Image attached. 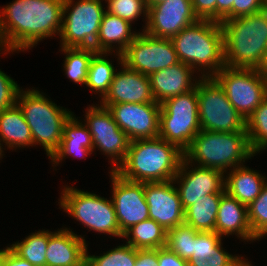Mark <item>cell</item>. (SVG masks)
<instances>
[{
	"label": "cell",
	"instance_id": "obj_18",
	"mask_svg": "<svg viewBox=\"0 0 267 266\" xmlns=\"http://www.w3.org/2000/svg\"><path fill=\"white\" fill-rule=\"evenodd\" d=\"M173 180L145 182L144 194L149 208V219L166 231L184 223V209Z\"/></svg>",
	"mask_w": 267,
	"mask_h": 266
},
{
	"label": "cell",
	"instance_id": "obj_41",
	"mask_svg": "<svg viewBox=\"0 0 267 266\" xmlns=\"http://www.w3.org/2000/svg\"><path fill=\"white\" fill-rule=\"evenodd\" d=\"M191 2L198 19L216 21V0H191Z\"/></svg>",
	"mask_w": 267,
	"mask_h": 266
},
{
	"label": "cell",
	"instance_id": "obj_24",
	"mask_svg": "<svg viewBox=\"0 0 267 266\" xmlns=\"http://www.w3.org/2000/svg\"><path fill=\"white\" fill-rule=\"evenodd\" d=\"M132 30L130 22L105 11L93 49L96 52L114 53L113 56L115 53L123 54L139 33Z\"/></svg>",
	"mask_w": 267,
	"mask_h": 266
},
{
	"label": "cell",
	"instance_id": "obj_2",
	"mask_svg": "<svg viewBox=\"0 0 267 266\" xmlns=\"http://www.w3.org/2000/svg\"><path fill=\"white\" fill-rule=\"evenodd\" d=\"M184 152L161 137L130 142L125 161L116 172L134 182H165L177 174Z\"/></svg>",
	"mask_w": 267,
	"mask_h": 266
},
{
	"label": "cell",
	"instance_id": "obj_40",
	"mask_svg": "<svg viewBox=\"0 0 267 266\" xmlns=\"http://www.w3.org/2000/svg\"><path fill=\"white\" fill-rule=\"evenodd\" d=\"M264 8L263 0H234L232 19L254 14Z\"/></svg>",
	"mask_w": 267,
	"mask_h": 266
},
{
	"label": "cell",
	"instance_id": "obj_8",
	"mask_svg": "<svg viewBox=\"0 0 267 266\" xmlns=\"http://www.w3.org/2000/svg\"><path fill=\"white\" fill-rule=\"evenodd\" d=\"M198 77L195 87L201 130L243 132L246 129V120L230 103L224 88L214 77Z\"/></svg>",
	"mask_w": 267,
	"mask_h": 266
},
{
	"label": "cell",
	"instance_id": "obj_1",
	"mask_svg": "<svg viewBox=\"0 0 267 266\" xmlns=\"http://www.w3.org/2000/svg\"><path fill=\"white\" fill-rule=\"evenodd\" d=\"M64 0H14L0 9L3 52L27 51L60 34Z\"/></svg>",
	"mask_w": 267,
	"mask_h": 266
},
{
	"label": "cell",
	"instance_id": "obj_16",
	"mask_svg": "<svg viewBox=\"0 0 267 266\" xmlns=\"http://www.w3.org/2000/svg\"><path fill=\"white\" fill-rule=\"evenodd\" d=\"M191 0H165L148 8L142 31L158 38L171 39L198 21Z\"/></svg>",
	"mask_w": 267,
	"mask_h": 266
},
{
	"label": "cell",
	"instance_id": "obj_19",
	"mask_svg": "<svg viewBox=\"0 0 267 266\" xmlns=\"http://www.w3.org/2000/svg\"><path fill=\"white\" fill-rule=\"evenodd\" d=\"M116 57L121 69L116 70L109 91L99 99L100 105L107 108L112 104L155 102L149 77L129 69L123 63L122 54L116 53Z\"/></svg>",
	"mask_w": 267,
	"mask_h": 266
},
{
	"label": "cell",
	"instance_id": "obj_30",
	"mask_svg": "<svg viewBox=\"0 0 267 266\" xmlns=\"http://www.w3.org/2000/svg\"><path fill=\"white\" fill-rule=\"evenodd\" d=\"M49 240V230L43 229L31 233L22 241H16L9 247L21 258L34 266H46V249Z\"/></svg>",
	"mask_w": 267,
	"mask_h": 266
},
{
	"label": "cell",
	"instance_id": "obj_23",
	"mask_svg": "<svg viewBox=\"0 0 267 266\" xmlns=\"http://www.w3.org/2000/svg\"><path fill=\"white\" fill-rule=\"evenodd\" d=\"M74 113L65 122L61 144L58 150L52 155L51 163L53 168L58 166L62 160L68 157H78L85 159L86 156L93 153V143L90 131L84 122Z\"/></svg>",
	"mask_w": 267,
	"mask_h": 266
},
{
	"label": "cell",
	"instance_id": "obj_26",
	"mask_svg": "<svg viewBox=\"0 0 267 266\" xmlns=\"http://www.w3.org/2000/svg\"><path fill=\"white\" fill-rule=\"evenodd\" d=\"M0 137L10 150L33 146L30 128L17 104L0 112Z\"/></svg>",
	"mask_w": 267,
	"mask_h": 266
},
{
	"label": "cell",
	"instance_id": "obj_46",
	"mask_svg": "<svg viewBox=\"0 0 267 266\" xmlns=\"http://www.w3.org/2000/svg\"><path fill=\"white\" fill-rule=\"evenodd\" d=\"M145 1V5L147 7V9L157 3H160L162 1H165V0H144Z\"/></svg>",
	"mask_w": 267,
	"mask_h": 266
},
{
	"label": "cell",
	"instance_id": "obj_44",
	"mask_svg": "<svg viewBox=\"0 0 267 266\" xmlns=\"http://www.w3.org/2000/svg\"><path fill=\"white\" fill-rule=\"evenodd\" d=\"M158 249H137L135 266H157Z\"/></svg>",
	"mask_w": 267,
	"mask_h": 266
},
{
	"label": "cell",
	"instance_id": "obj_25",
	"mask_svg": "<svg viewBox=\"0 0 267 266\" xmlns=\"http://www.w3.org/2000/svg\"><path fill=\"white\" fill-rule=\"evenodd\" d=\"M225 175V191L247 207L259 196L267 183L266 176L246 165L237 166Z\"/></svg>",
	"mask_w": 267,
	"mask_h": 266
},
{
	"label": "cell",
	"instance_id": "obj_6",
	"mask_svg": "<svg viewBox=\"0 0 267 266\" xmlns=\"http://www.w3.org/2000/svg\"><path fill=\"white\" fill-rule=\"evenodd\" d=\"M16 104L30 128L33 146L41 145L50 159L61 144L63 126L73 112L58 106L35 88H21Z\"/></svg>",
	"mask_w": 267,
	"mask_h": 266
},
{
	"label": "cell",
	"instance_id": "obj_5",
	"mask_svg": "<svg viewBox=\"0 0 267 266\" xmlns=\"http://www.w3.org/2000/svg\"><path fill=\"white\" fill-rule=\"evenodd\" d=\"M255 155L246 129L243 132L223 133L200 130L184 151V158L189 163L224 173L244 165L245 161Z\"/></svg>",
	"mask_w": 267,
	"mask_h": 266
},
{
	"label": "cell",
	"instance_id": "obj_29",
	"mask_svg": "<svg viewBox=\"0 0 267 266\" xmlns=\"http://www.w3.org/2000/svg\"><path fill=\"white\" fill-rule=\"evenodd\" d=\"M112 53L96 52L89 64L88 75L85 82L91 92L99 94V98L102 99L109 91L110 84L113 81L115 69L112 64V60L107 59ZM99 92V93H98Z\"/></svg>",
	"mask_w": 267,
	"mask_h": 266
},
{
	"label": "cell",
	"instance_id": "obj_14",
	"mask_svg": "<svg viewBox=\"0 0 267 266\" xmlns=\"http://www.w3.org/2000/svg\"><path fill=\"white\" fill-rule=\"evenodd\" d=\"M112 202L119 229L123 235L137 223L149 219V208L144 194V183L124 179L110 171Z\"/></svg>",
	"mask_w": 267,
	"mask_h": 266
},
{
	"label": "cell",
	"instance_id": "obj_35",
	"mask_svg": "<svg viewBox=\"0 0 267 266\" xmlns=\"http://www.w3.org/2000/svg\"><path fill=\"white\" fill-rule=\"evenodd\" d=\"M252 234L261 240L267 235V183L259 196L247 207Z\"/></svg>",
	"mask_w": 267,
	"mask_h": 266
},
{
	"label": "cell",
	"instance_id": "obj_15",
	"mask_svg": "<svg viewBox=\"0 0 267 266\" xmlns=\"http://www.w3.org/2000/svg\"><path fill=\"white\" fill-rule=\"evenodd\" d=\"M173 182L178 185L176 188L184 211L205 195L225 192L224 172L192 165L185 158H183Z\"/></svg>",
	"mask_w": 267,
	"mask_h": 266
},
{
	"label": "cell",
	"instance_id": "obj_21",
	"mask_svg": "<svg viewBox=\"0 0 267 266\" xmlns=\"http://www.w3.org/2000/svg\"><path fill=\"white\" fill-rule=\"evenodd\" d=\"M194 73L190 66L179 62L150 74L148 77L155 102L161 104L169 98L193 90L199 80Z\"/></svg>",
	"mask_w": 267,
	"mask_h": 266
},
{
	"label": "cell",
	"instance_id": "obj_43",
	"mask_svg": "<svg viewBox=\"0 0 267 266\" xmlns=\"http://www.w3.org/2000/svg\"><path fill=\"white\" fill-rule=\"evenodd\" d=\"M0 266H34L27 260L18 256L9 245L0 249Z\"/></svg>",
	"mask_w": 267,
	"mask_h": 266
},
{
	"label": "cell",
	"instance_id": "obj_33",
	"mask_svg": "<svg viewBox=\"0 0 267 266\" xmlns=\"http://www.w3.org/2000/svg\"><path fill=\"white\" fill-rule=\"evenodd\" d=\"M86 266H135L137 249L129 244H122L100 255H88Z\"/></svg>",
	"mask_w": 267,
	"mask_h": 266
},
{
	"label": "cell",
	"instance_id": "obj_3",
	"mask_svg": "<svg viewBox=\"0 0 267 266\" xmlns=\"http://www.w3.org/2000/svg\"><path fill=\"white\" fill-rule=\"evenodd\" d=\"M224 64L260 69L267 56V8L221 22Z\"/></svg>",
	"mask_w": 267,
	"mask_h": 266
},
{
	"label": "cell",
	"instance_id": "obj_4",
	"mask_svg": "<svg viewBox=\"0 0 267 266\" xmlns=\"http://www.w3.org/2000/svg\"><path fill=\"white\" fill-rule=\"evenodd\" d=\"M179 62L200 77H214L224 66L223 30L220 22L198 20L171 38ZM198 70V71H197Z\"/></svg>",
	"mask_w": 267,
	"mask_h": 266
},
{
	"label": "cell",
	"instance_id": "obj_50",
	"mask_svg": "<svg viewBox=\"0 0 267 266\" xmlns=\"http://www.w3.org/2000/svg\"><path fill=\"white\" fill-rule=\"evenodd\" d=\"M3 52V37H2V34H1V31H0V52Z\"/></svg>",
	"mask_w": 267,
	"mask_h": 266
},
{
	"label": "cell",
	"instance_id": "obj_11",
	"mask_svg": "<svg viewBox=\"0 0 267 266\" xmlns=\"http://www.w3.org/2000/svg\"><path fill=\"white\" fill-rule=\"evenodd\" d=\"M214 78L244 120L267 97V79L260 69L224 66Z\"/></svg>",
	"mask_w": 267,
	"mask_h": 266
},
{
	"label": "cell",
	"instance_id": "obj_34",
	"mask_svg": "<svg viewBox=\"0 0 267 266\" xmlns=\"http://www.w3.org/2000/svg\"><path fill=\"white\" fill-rule=\"evenodd\" d=\"M198 233L190 225L182 223L167 231L166 247L188 261L194 254V239Z\"/></svg>",
	"mask_w": 267,
	"mask_h": 266
},
{
	"label": "cell",
	"instance_id": "obj_38",
	"mask_svg": "<svg viewBox=\"0 0 267 266\" xmlns=\"http://www.w3.org/2000/svg\"><path fill=\"white\" fill-rule=\"evenodd\" d=\"M20 89L17 82L0 69V112L16 104Z\"/></svg>",
	"mask_w": 267,
	"mask_h": 266
},
{
	"label": "cell",
	"instance_id": "obj_10",
	"mask_svg": "<svg viewBox=\"0 0 267 266\" xmlns=\"http://www.w3.org/2000/svg\"><path fill=\"white\" fill-rule=\"evenodd\" d=\"M64 0L60 47L93 48L106 11L103 0Z\"/></svg>",
	"mask_w": 267,
	"mask_h": 266
},
{
	"label": "cell",
	"instance_id": "obj_47",
	"mask_svg": "<svg viewBox=\"0 0 267 266\" xmlns=\"http://www.w3.org/2000/svg\"><path fill=\"white\" fill-rule=\"evenodd\" d=\"M260 70H261V73L264 75V77L267 79V56H266V60H265L264 64L260 68Z\"/></svg>",
	"mask_w": 267,
	"mask_h": 266
},
{
	"label": "cell",
	"instance_id": "obj_45",
	"mask_svg": "<svg viewBox=\"0 0 267 266\" xmlns=\"http://www.w3.org/2000/svg\"><path fill=\"white\" fill-rule=\"evenodd\" d=\"M234 0H216V22L232 19Z\"/></svg>",
	"mask_w": 267,
	"mask_h": 266
},
{
	"label": "cell",
	"instance_id": "obj_42",
	"mask_svg": "<svg viewBox=\"0 0 267 266\" xmlns=\"http://www.w3.org/2000/svg\"><path fill=\"white\" fill-rule=\"evenodd\" d=\"M157 266H189L187 260L182 259L168 247L158 248V265Z\"/></svg>",
	"mask_w": 267,
	"mask_h": 266
},
{
	"label": "cell",
	"instance_id": "obj_36",
	"mask_svg": "<svg viewBox=\"0 0 267 266\" xmlns=\"http://www.w3.org/2000/svg\"><path fill=\"white\" fill-rule=\"evenodd\" d=\"M106 11L131 24L141 16L147 24L148 9L144 0H107ZM143 15V16H142Z\"/></svg>",
	"mask_w": 267,
	"mask_h": 266
},
{
	"label": "cell",
	"instance_id": "obj_12",
	"mask_svg": "<svg viewBox=\"0 0 267 266\" xmlns=\"http://www.w3.org/2000/svg\"><path fill=\"white\" fill-rule=\"evenodd\" d=\"M83 120L90 131L94 149L100 150L112 162V171L125 161L131 140L113 119L108 108L100 104L89 105Z\"/></svg>",
	"mask_w": 267,
	"mask_h": 266
},
{
	"label": "cell",
	"instance_id": "obj_7",
	"mask_svg": "<svg viewBox=\"0 0 267 266\" xmlns=\"http://www.w3.org/2000/svg\"><path fill=\"white\" fill-rule=\"evenodd\" d=\"M59 205L68 215L93 232L122 238L113 202L95 193L64 185Z\"/></svg>",
	"mask_w": 267,
	"mask_h": 266
},
{
	"label": "cell",
	"instance_id": "obj_31",
	"mask_svg": "<svg viewBox=\"0 0 267 266\" xmlns=\"http://www.w3.org/2000/svg\"><path fill=\"white\" fill-rule=\"evenodd\" d=\"M65 55L64 72L70 81L85 85L90 61L96 51L93 48L60 47Z\"/></svg>",
	"mask_w": 267,
	"mask_h": 266
},
{
	"label": "cell",
	"instance_id": "obj_20",
	"mask_svg": "<svg viewBox=\"0 0 267 266\" xmlns=\"http://www.w3.org/2000/svg\"><path fill=\"white\" fill-rule=\"evenodd\" d=\"M87 244L83 235L70 228L49 231L46 266H86Z\"/></svg>",
	"mask_w": 267,
	"mask_h": 266
},
{
	"label": "cell",
	"instance_id": "obj_13",
	"mask_svg": "<svg viewBox=\"0 0 267 266\" xmlns=\"http://www.w3.org/2000/svg\"><path fill=\"white\" fill-rule=\"evenodd\" d=\"M122 55L129 69L147 76L179 63L171 39L154 37L145 31H139Z\"/></svg>",
	"mask_w": 267,
	"mask_h": 266
},
{
	"label": "cell",
	"instance_id": "obj_51",
	"mask_svg": "<svg viewBox=\"0 0 267 266\" xmlns=\"http://www.w3.org/2000/svg\"><path fill=\"white\" fill-rule=\"evenodd\" d=\"M265 8H267V0H263Z\"/></svg>",
	"mask_w": 267,
	"mask_h": 266
},
{
	"label": "cell",
	"instance_id": "obj_48",
	"mask_svg": "<svg viewBox=\"0 0 267 266\" xmlns=\"http://www.w3.org/2000/svg\"><path fill=\"white\" fill-rule=\"evenodd\" d=\"M237 266H252L248 259L244 258Z\"/></svg>",
	"mask_w": 267,
	"mask_h": 266
},
{
	"label": "cell",
	"instance_id": "obj_37",
	"mask_svg": "<svg viewBox=\"0 0 267 266\" xmlns=\"http://www.w3.org/2000/svg\"><path fill=\"white\" fill-rule=\"evenodd\" d=\"M223 245L222 237L216 232H199L194 239V254L189 260L208 259Z\"/></svg>",
	"mask_w": 267,
	"mask_h": 266
},
{
	"label": "cell",
	"instance_id": "obj_39",
	"mask_svg": "<svg viewBox=\"0 0 267 266\" xmlns=\"http://www.w3.org/2000/svg\"><path fill=\"white\" fill-rule=\"evenodd\" d=\"M243 260V256L229 254L223 245L208 259L188 260L189 266H237Z\"/></svg>",
	"mask_w": 267,
	"mask_h": 266
},
{
	"label": "cell",
	"instance_id": "obj_49",
	"mask_svg": "<svg viewBox=\"0 0 267 266\" xmlns=\"http://www.w3.org/2000/svg\"><path fill=\"white\" fill-rule=\"evenodd\" d=\"M3 149L5 150V147L3 148V142H2V139L0 137V160H2L3 155H5Z\"/></svg>",
	"mask_w": 267,
	"mask_h": 266
},
{
	"label": "cell",
	"instance_id": "obj_28",
	"mask_svg": "<svg viewBox=\"0 0 267 266\" xmlns=\"http://www.w3.org/2000/svg\"><path fill=\"white\" fill-rule=\"evenodd\" d=\"M123 238L135 249H158L166 246L167 231L156 221L147 219L129 228Z\"/></svg>",
	"mask_w": 267,
	"mask_h": 266
},
{
	"label": "cell",
	"instance_id": "obj_22",
	"mask_svg": "<svg viewBox=\"0 0 267 266\" xmlns=\"http://www.w3.org/2000/svg\"><path fill=\"white\" fill-rule=\"evenodd\" d=\"M215 232L222 238L236 235L242 241L258 240L253 234L248 221L247 206L229 195L222 194L216 216ZM225 235V236H224Z\"/></svg>",
	"mask_w": 267,
	"mask_h": 266
},
{
	"label": "cell",
	"instance_id": "obj_17",
	"mask_svg": "<svg viewBox=\"0 0 267 266\" xmlns=\"http://www.w3.org/2000/svg\"><path fill=\"white\" fill-rule=\"evenodd\" d=\"M107 108L131 141L159 136L161 104L158 102L120 103Z\"/></svg>",
	"mask_w": 267,
	"mask_h": 266
},
{
	"label": "cell",
	"instance_id": "obj_27",
	"mask_svg": "<svg viewBox=\"0 0 267 266\" xmlns=\"http://www.w3.org/2000/svg\"><path fill=\"white\" fill-rule=\"evenodd\" d=\"M223 193L205 195L184 212V223L199 232H215L218 206Z\"/></svg>",
	"mask_w": 267,
	"mask_h": 266
},
{
	"label": "cell",
	"instance_id": "obj_9",
	"mask_svg": "<svg viewBox=\"0 0 267 266\" xmlns=\"http://www.w3.org/2000/svg\"><path fill=\"white\" fill-rule=\"evenodd\" d=\"M200 130L196 87L161 103L159 137L184 152Z\"/></svg>",
	"mask_w": 267,
	"mask_h": 266
},
{
	"label": "cell",
	"instance_id": "obj_32",
	"mask_svg": "<svg viewBox=\"0 0 267 266\" xmlns=\"http://www.w3.org/2000/svg\"><path fill=\"white\" fill-rule=\"evenodd\" d=\"M246 131L251 149L256 155L267 149V97L247 118Z\"/></svg>",
	"mask_w": 267,
	"mask_h": 266
}]
</instances>
